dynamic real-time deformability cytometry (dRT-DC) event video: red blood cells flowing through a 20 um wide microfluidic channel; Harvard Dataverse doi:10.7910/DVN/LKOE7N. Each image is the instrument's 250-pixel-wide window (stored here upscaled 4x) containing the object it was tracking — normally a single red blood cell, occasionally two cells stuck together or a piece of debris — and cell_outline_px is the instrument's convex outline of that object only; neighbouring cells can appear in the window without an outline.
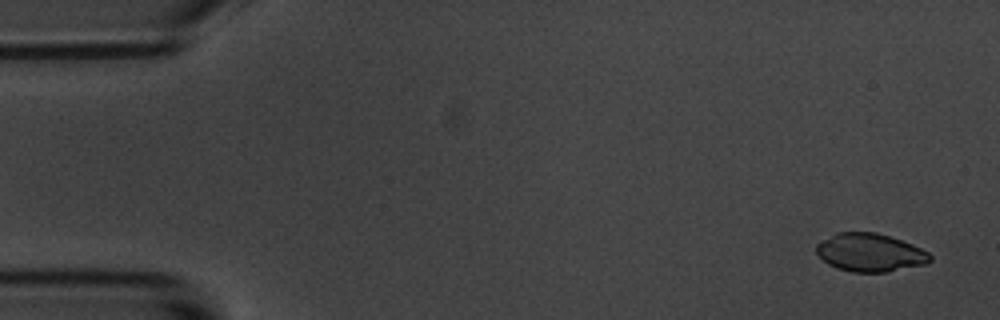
{"species": "common noctule bat (a hibernating species)", "species_latin": "Nyctalus noctula", "temperature_condition": "room temperature", "stored_images_in_passage": 5, "camera_frame_rate_fps": 3000, "um_per_image_px": 0.085, "animal": {"sex": "male", "body_mass_g": 20.1, "forearm_length_mm": 53.5}, "frame": {"image": 1, "passage_image": 1, "time_ms": 0.0, "image_size_px": [1000, 320], "cell_outline_px": [[932, 260], [924, 264], [884, 272], [852, 272], [836, 268], [828, 264], [816, 252], [816, 244], [836, 232], [876, 232], [912, 244], [928, 252], [932, 256]], "centroid_in_image_um": [73.93, 21.46], "position_along_channel_um": 11.1, "area_um2": 25.09}}
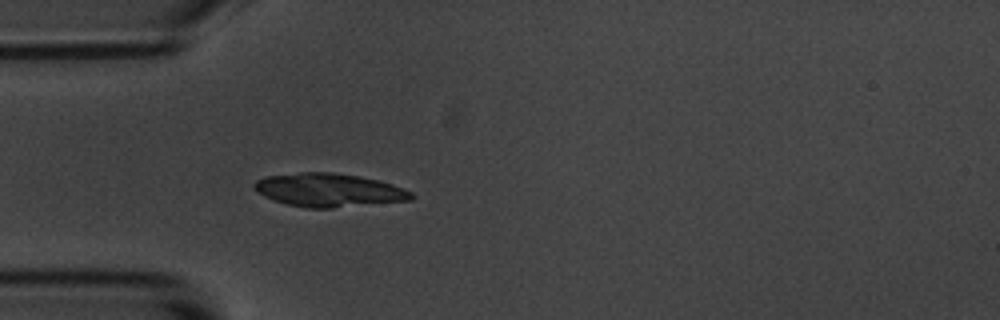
{"frame": {"image": 2, "passage_image": 5, "time_ms": 4.667, "image_size_px": [1000, 320], "cell_outline_px": [[416, 196], [412, 200], [332, 208], [308, 208], [288, 204], [272, 200], [256, 192], [252, 184], [256, 180], [268, 176], [300, 172], [332, 172], [360, 176], [392, 184], [412, 192]], "centroid_in_image_um": [27.94, 16.16], "position_along_channel_um": 57.1, "area_um2": 30.63}}